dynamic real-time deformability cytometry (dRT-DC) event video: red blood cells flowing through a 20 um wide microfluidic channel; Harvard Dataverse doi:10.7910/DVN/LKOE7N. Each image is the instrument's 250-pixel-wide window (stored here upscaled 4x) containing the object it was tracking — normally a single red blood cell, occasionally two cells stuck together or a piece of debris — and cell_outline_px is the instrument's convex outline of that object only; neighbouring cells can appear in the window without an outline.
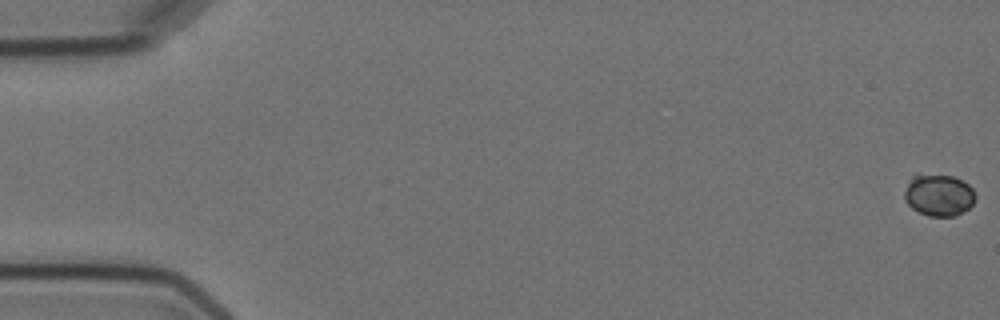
{"species": "Egyptian fruit bat (a non-hibernating species)", "species_latin": "Rousettus aegyptiacus", "temperature_condition": "cold", "stored_images_in_passage": 5, "camera_frame_rate_fps": 3000, "um_per_image_px": 0.085, "animal": {"sex": "female"}, "frame": {"image": 1, "passage_image": 1, "time_ms": 0.0, "image_size_px": [1000, 320], "cell_outline_px": [[976, 200], [968, 208], [956, 216], [928, 216], [912, 208], [904, 200], [904, 192], [912, 176], [916, 172], [952, 176], [968, 184], [972, 188], [976, 196]], "centroid_in_image_um": [79.78, 16.56], "position_along_channel_um": 5.2, "area_um2": 17.51}}
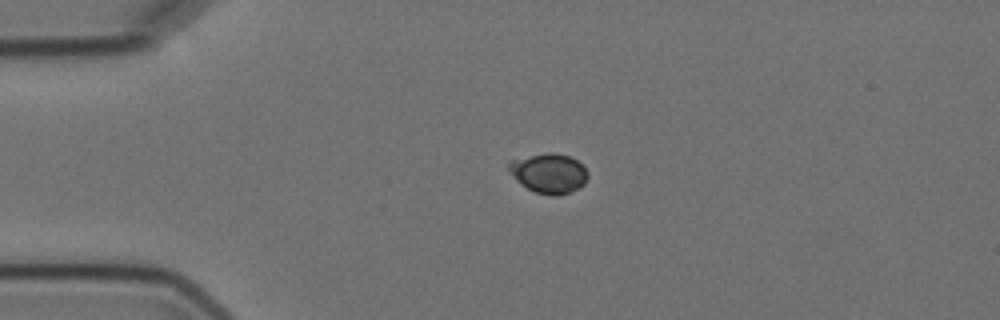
{"frame": {"image": 2, "passage_image": 4, "time_ms": 4.333, "image_size_px": [1000, 320], "cell_outline_px": [[588, 176], [584, 184], [580, 188], [572, 192], [556, 196], [552, 196], [536, 192], [520, 184], [508, 172], [508, 160], [548, 152], [552, 152], [568, 156], [576, 160], [588, 172]], "centroid_in_image_um": [46.63, 14.73], "position_along_channel_um": 38.4, "area_um2": 18.44}}